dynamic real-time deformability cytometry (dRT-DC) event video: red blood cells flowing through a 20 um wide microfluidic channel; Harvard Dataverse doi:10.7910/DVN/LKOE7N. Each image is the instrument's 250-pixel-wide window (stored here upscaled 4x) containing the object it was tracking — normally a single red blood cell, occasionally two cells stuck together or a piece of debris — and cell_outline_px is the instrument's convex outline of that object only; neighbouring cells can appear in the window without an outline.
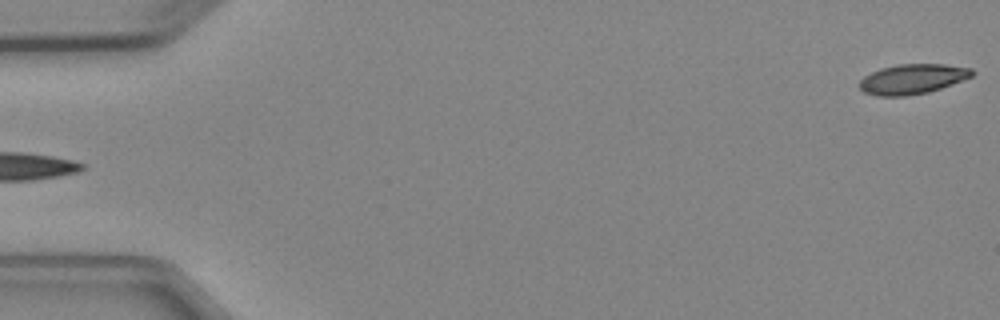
{"species": "Egyptian fruit bat (a non-hibernating species)", "species_latin": "Rousettus aegyptiacus", "temperature_condition": "cold", "stored_images_in_passage": 2, "segment_of_instrument_passage": [2, 2], "camera_frame_rate_fps": 3000, "um_per_image_px": 0.085, "animal": {"sex": "female"}, "frame": {"image": 1, "passage_image": 2, "time_ms": 1.0, "image_size_px": [1000, 320], "cell_outline_px": [[976, 72], [972, 76], [940, 88], [928, 92], [904, 96], [880, 96], [864, 92], [860, 88], [860, 80], [864, 76], [880, 68], [896, 64], [944, 64], [972, 68]], "centroid_in_image_um": [77.56, 6.7], "position_along_channel_um": 7.4, "area_um2": 19.54}}